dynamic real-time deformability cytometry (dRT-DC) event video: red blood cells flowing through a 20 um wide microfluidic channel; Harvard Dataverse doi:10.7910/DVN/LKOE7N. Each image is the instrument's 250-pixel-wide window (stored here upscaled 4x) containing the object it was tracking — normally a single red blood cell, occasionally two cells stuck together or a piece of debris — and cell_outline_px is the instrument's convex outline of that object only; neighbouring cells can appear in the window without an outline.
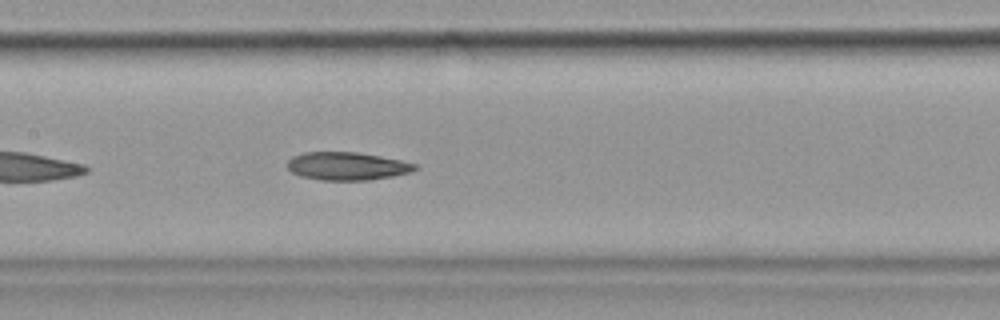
{"species": "common noctule bat (a hibernating species)", "species_latin": "Nyctalus noctula", "temperature_condition": "cold", "stored_images_in_passage": 41, "camera_frame_rate_fps": 3000, "um_per_image_px": 0.085, "animal": {"sex": "female", "body_mass_g": 19.9}, "frame": {"image": 1, "passage_image": 12, "time_ms": 3.667, "image_size_px": [1000, 320], "cell_outline_px": [[420, 168], [408, 172], [392, 176], [368, 180], [320, 180], [300, 176], [292, 172], [288, 168], [288, 160], [292, 156], [304, 152], [356, 152], [380, 156], [400, 160], [416, 164]], "centroid_in_image_um": [29.48, 14.12], "position_along_channel_um": 177.9, "area_um2": 20.75}}
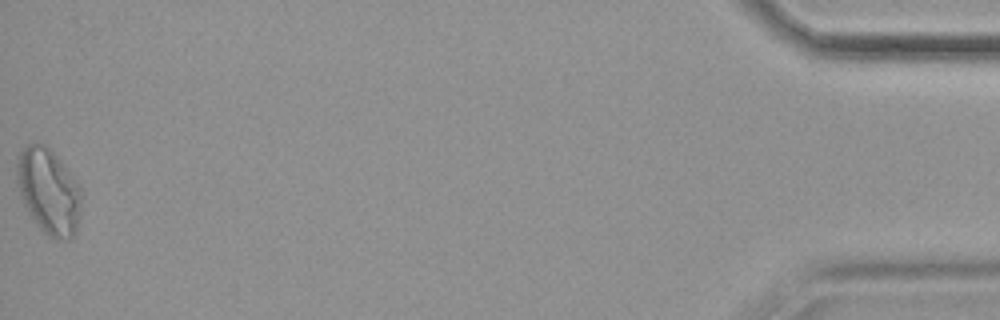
{"frame": {"image": 2, "passage_image": 41, "time_ms": 13.333, "image_size_px": [1000, 320], "cell_outline_px": [[84, 192], [80, 216], [76, 232], [72, 240], [56, 240], [48, 236], [32, 220], [20, 196], [16, 180], [16, 156], [28, 144], [48, 144], [80, 184]], "centroid_in_image_um": [4.17, 16.27], "position_along_channel_um": 431.0, "area_um2": 33.35}}